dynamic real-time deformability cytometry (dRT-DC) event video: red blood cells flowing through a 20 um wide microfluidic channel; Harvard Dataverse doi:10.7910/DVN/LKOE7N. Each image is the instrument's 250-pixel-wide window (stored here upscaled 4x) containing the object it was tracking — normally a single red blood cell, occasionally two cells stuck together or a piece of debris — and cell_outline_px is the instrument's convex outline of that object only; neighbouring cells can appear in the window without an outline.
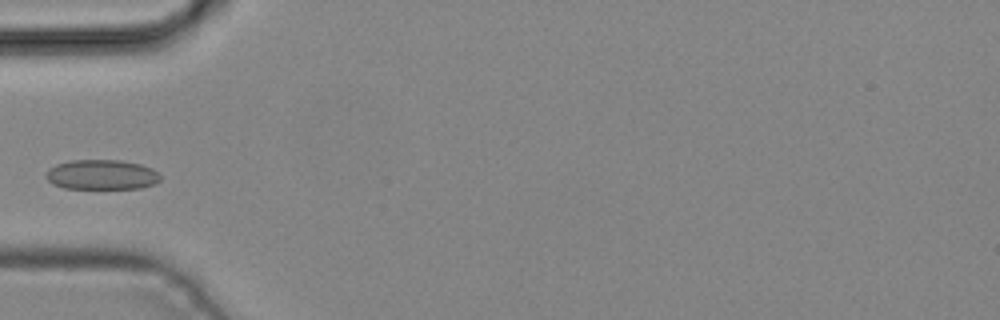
{"species": "common noctule bat (a hibernating species)", "species_latin": "Nyctalus noctula", "temperature_condition": "cold", "stored_images_in_passage": 2, "camera_frame_rate_fps": 3000, "um_per_image_px": 0.085, "animal": {"sex": "male", "body_mass_g": 19.2, "forearm_length_mm": 51.8}, "frame": {"image": 1, "passage_image": 2, "time_ms": 0.333, "image_size_px": [1000, 320], "cell_outline_px": [[160, 180], [156, 184], [140, 188], [64, 188], [52, 184], [44, 176], [48, 168], [56, 164], [72, 160], [120, 160], [140, 164], [152, 168], [160, 176]], "centroid_in_image_um": [8.62, 14.84], "position_along_channel_um": 76.4, "area_um2": 20.0}}